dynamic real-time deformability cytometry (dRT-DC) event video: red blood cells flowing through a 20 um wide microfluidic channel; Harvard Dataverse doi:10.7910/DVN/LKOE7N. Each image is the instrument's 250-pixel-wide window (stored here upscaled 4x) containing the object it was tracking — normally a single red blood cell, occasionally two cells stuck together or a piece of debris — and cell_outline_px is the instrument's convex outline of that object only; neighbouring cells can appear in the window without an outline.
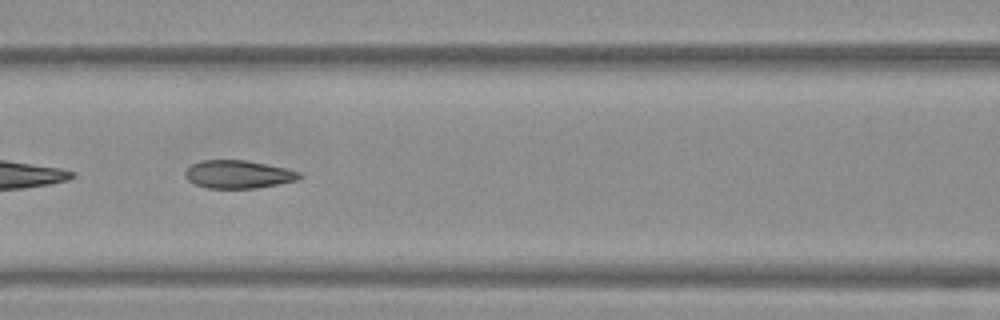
{"species": "Egyptian fruit bat (a non-hibernating species)", "species_latin": "Rousettus aegyptiacus", "temperature_condition": "warm", "stored_images_in_passage": 53, "camera_frame_rate_fps": 3000, "um_per_image_px": 0.085, "frame": {"image": 1, "passage_image": 23, "time_ms": 7.333, "image_size_px": [1000, 320], "cell_outline_px": [[304, 176], [296, 180], [256, 188], [208, 188], [196, 184], [188, 180], [184, 176], [184, 172], [192, 164], [200, 160], [244, 160], [284, 168], [300, 172]], "centroid_in_image_um": [20.22, 14.81], "position_along_channel_um": 146.4, "area_um2": 18.44}, "authors_computed_cell_mechanics": {"area_um2": 19.4208, "velocity_mm_per_s": 3.843, "shape_relaxation_time_tau1_ms": null, "shape_relaxation_time_tau2_ms": 1.389, "deformation_change_tau1": null, "deformation_change_tau2": 0.0719}}